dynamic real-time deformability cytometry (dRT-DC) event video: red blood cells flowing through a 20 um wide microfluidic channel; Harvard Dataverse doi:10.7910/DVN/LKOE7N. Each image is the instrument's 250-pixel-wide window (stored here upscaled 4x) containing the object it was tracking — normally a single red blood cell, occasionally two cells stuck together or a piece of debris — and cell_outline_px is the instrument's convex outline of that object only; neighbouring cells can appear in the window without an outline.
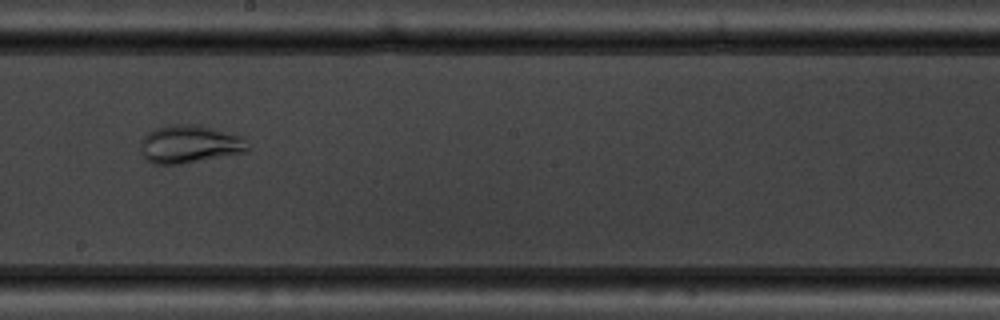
{"species": "common noctule bat (a hibernating species)", "species_latin": "Nyctalus noctula", "temperature_condition": "warm", "stored_images_in_passage": 12, "camera_frame_rate_fps": 3000, "um_per_image_px": 0.085, "animal": {"sex": "male", "body_mass_g": 19.5, "forearm_length_mm": 54.6}, "frame": {"image": 1, "passage_image": 6, "time_ms": 5.667, "image_size_px": [1000, 320], "cell_outline_px": [[252, 148], [248, 152], [180, 164], [152, 164], [144, 160], [140, 140], [148, 132], [156, 128], [168, 124], [200, 124], [244, 136]], "centroid_in_image_um": [16.17, 12.24], "position_along_channel_um": 232.0, "area_um2": 24.33}, "authors_computed_cell_mechanics": {"area_um2": 27.8307, "velocity_mm_per_s": 3.7906, "shape_relaxation_time_tau1_ms": 2.9845, "shape_relaxation_time_tau2_ms": 1.3318, "deformation_change_tau1": 0.0993, "deformation_change_tau2": 0.0387}}